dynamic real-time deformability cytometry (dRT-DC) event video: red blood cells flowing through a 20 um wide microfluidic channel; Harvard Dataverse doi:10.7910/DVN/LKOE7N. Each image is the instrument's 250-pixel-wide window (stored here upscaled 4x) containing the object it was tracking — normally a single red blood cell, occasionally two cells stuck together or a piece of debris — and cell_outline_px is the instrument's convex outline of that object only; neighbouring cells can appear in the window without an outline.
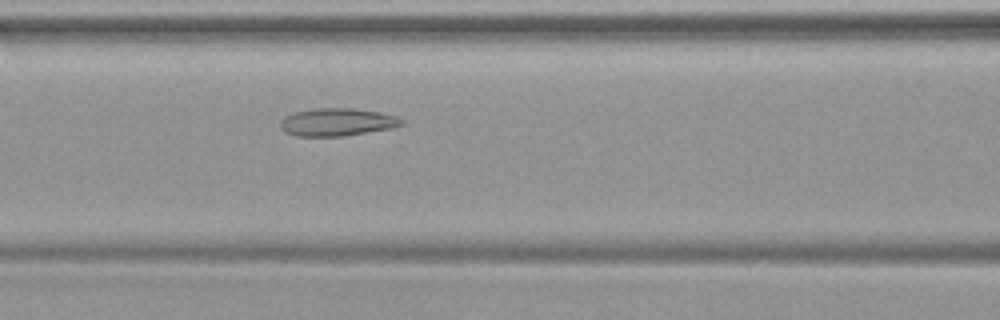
{"species": "common noctule bat (a hibernating species)", "species_latin": "Nyctalus noctula", "temperature_condition": "warm", "stored_images_in_passage": 46, "camera_frame_rate_fps": 3000, "um_per_image_px": 0.085, "animal": {"sex": "female", "body_mass_g": 19.9}, "frame": {"image": 1, "passage_image": 19, "time_ms": 6.0, "image_size_px": [1000, 320], "cell_outline_px": [[404, 124], [392, 128], [344, 136], [296, 136], [280, 128], [280, 120], [284, 116], [296, 112], [316, 108], [352, 108], [380, 112], [396, 116], [404, 120]], "centroid_in_image_um": [28.67, 10.37], "position_along_channel_um": 137.9, "area_um2": 19.59}}
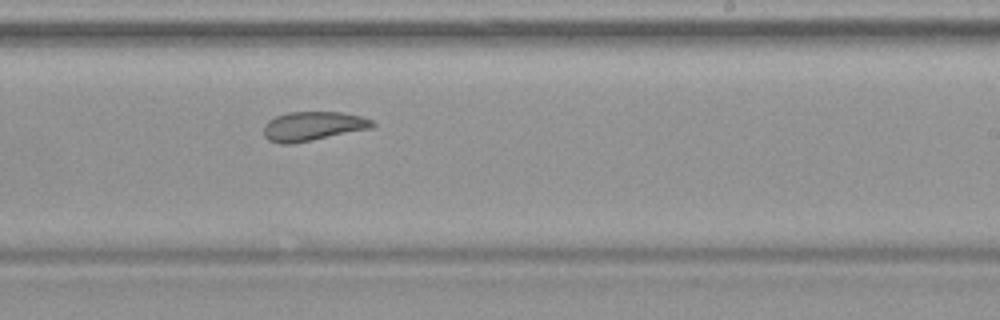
{"frame": {"image": 2, "passage_image": 28, "time_ms": 9.0, "image_size_px": [1000, 320], "cell_outline_px": [[376, 124], [372, 128], [292, 144], [280, 144], [268, 140], [264, 136], [264, 124], [268, 120], [276, 116], [288, 112], [340, 112], [360, 116], [372, 120]], "centroid_in_image_um": [26.57, 10.73], "position_along_channel_um": 262.4, "area_um2": 18.5}}
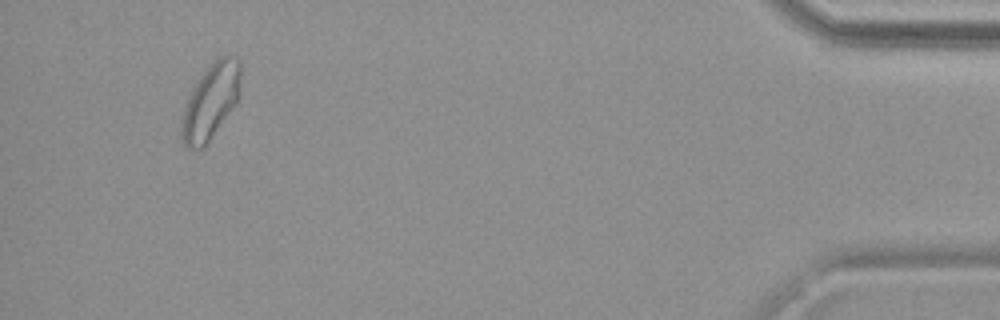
{"frame": {"image": 3, "passage_image": 44, "time_ms": 14.333, "image_size_px": [1000, 320], "cell_outline_px": [[240, 88], [236, 100], [204, 148], [188, 148], [180, 140], [180, 116], [188, 96], [192, 88], [208, 64], [216, 56], [236, 56], [240, 60]], "centroid_in_image_um": [17.85, 8.59], "position_along_channel_um": 417.4, "area_um2": 26.01}}